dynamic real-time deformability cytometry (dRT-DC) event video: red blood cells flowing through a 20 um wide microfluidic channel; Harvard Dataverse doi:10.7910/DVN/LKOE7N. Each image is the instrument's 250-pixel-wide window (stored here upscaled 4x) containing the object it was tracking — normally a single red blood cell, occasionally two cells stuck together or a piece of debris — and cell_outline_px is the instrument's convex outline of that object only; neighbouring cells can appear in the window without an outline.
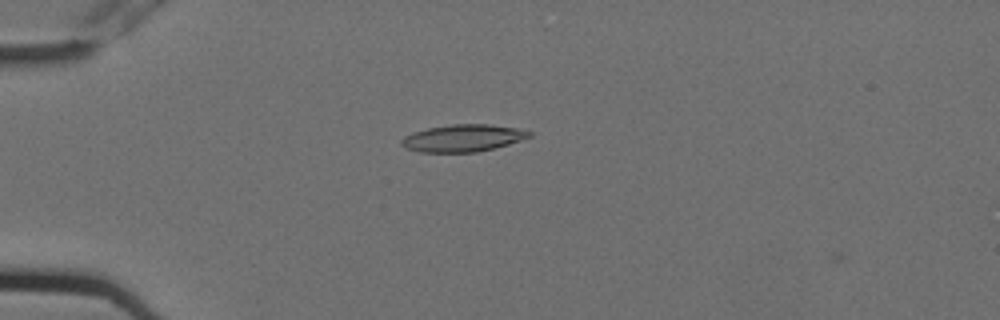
{"species": "Egyptian fruit bat (a non-hibernating species)", "species_latin": "Rousettus aegyptiacus", "temperature_condition": "cold", "stored_images_in_passage": 3, "camera_frame_rate_fps": 3000, "um_per_image_px": 0.085, "animal": {"sex": "female"}, "frame": {"image": 1, "passage_image": 2, "time_ms": 0.333, "image_size_px": [1000, 320], "cell_outline_px": [[532, 136], [508, 144], [476, 152], [420, 152], [404, 148], [400, 144], [400, 140], [404, 136], [428, 128], [452, 124], [488, 124], [516, 128], [532, 132]], "centroid_in_image_um": [39.32, 11.74], "position_along_channel_um": 45.7, "area_um2": 20.06}}